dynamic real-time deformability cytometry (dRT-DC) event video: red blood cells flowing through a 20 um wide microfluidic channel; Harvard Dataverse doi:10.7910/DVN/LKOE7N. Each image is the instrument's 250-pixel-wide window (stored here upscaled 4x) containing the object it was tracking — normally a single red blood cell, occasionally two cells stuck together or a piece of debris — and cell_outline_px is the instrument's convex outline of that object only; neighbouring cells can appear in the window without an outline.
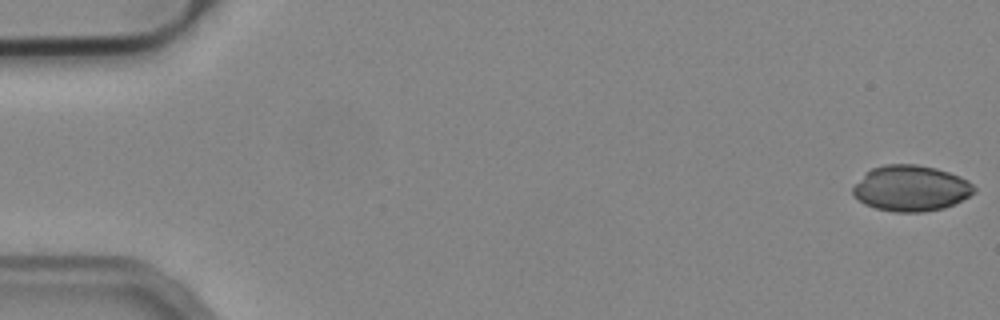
{"species": "common noctule bat (a hibernating species)", "species_latin": "Nyctalus noctula", "temperature_condition": "cold", "stored_images_in_passage": 12, "camera_frame_rate_fps": 3000, "um_per_image_px": 0.085, "animal": {"sex": "male", "body_mass_g": 19.2, "forearm_length_mm": 51.8}, "frame": {"image": 1, "passage_image": 1, "time_ms": 0.0, "image_size_px": [1000, 320], "cell_outline_px": [[976, 192], [944, 208], [924, 212], [892, 212], [876, 208], [864, 204], [852, 196], [852, 188], [872, 168], [884, 164], [916, 164], [936, 168], [960, 176], [968, 180], [976, 188]], "centroid_in_image_um": [77.43, 16.01], "position_along_channel_um": 7.6, "area_um2": 32.31}}